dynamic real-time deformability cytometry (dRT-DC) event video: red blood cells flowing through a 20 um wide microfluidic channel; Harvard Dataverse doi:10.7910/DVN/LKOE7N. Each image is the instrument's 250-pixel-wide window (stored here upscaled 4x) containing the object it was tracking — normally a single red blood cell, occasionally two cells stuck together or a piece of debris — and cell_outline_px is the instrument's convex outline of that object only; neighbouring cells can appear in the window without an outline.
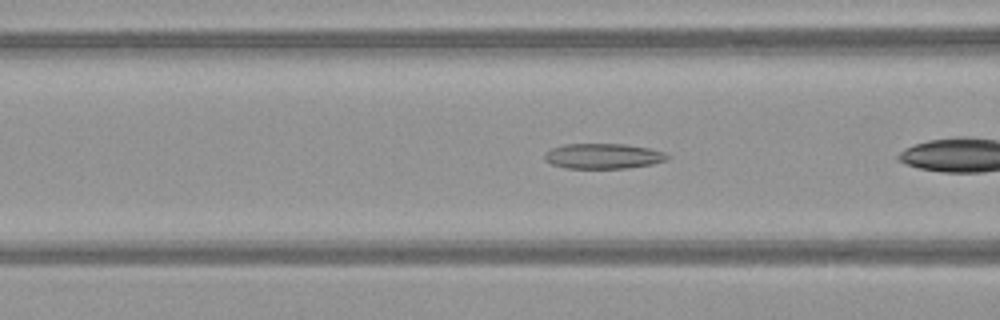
{"species": "common noctule bat (a hibernating species)", "species_latin": "Nyctalus noctula", "temperature_condition": "warm", "stored_images_in_passage": 24, "camera_frame_rate_fps": 3000, "um_per_image_px": 0.085, "animal": {"sex": "female", "body_mass_g": 21.9}, "frame": {"image": 1, "passage_image": 4, "time_ms": 1.0, "image_size_px": [1000, 320], "cell_outline_px": [[672, 156], [668, 160], [652, 164], [628, 168], [564, 168], [552, 164], [544, 160], [544, 152], [552, 148], [564, 144], [624, 144], [648, 148], [664, 152]], "centroid_in_image_um": [51.27, 13.27], "position_along_channel_um": 115.3, "area_um2": 18.21}}